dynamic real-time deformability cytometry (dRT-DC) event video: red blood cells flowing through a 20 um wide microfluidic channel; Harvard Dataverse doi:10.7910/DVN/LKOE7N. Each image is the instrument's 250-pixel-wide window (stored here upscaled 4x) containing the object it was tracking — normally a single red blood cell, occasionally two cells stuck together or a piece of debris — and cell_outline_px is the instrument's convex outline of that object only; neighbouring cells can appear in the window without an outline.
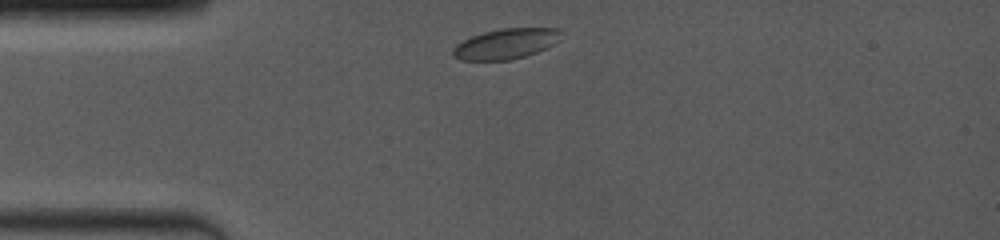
{"species": "common noctule bat (a hibernating species)", "species_latin": "Nyctalus noctula", "temperature_condition": "room temperature", "stored_images_in_passage": 3, "camera_frame_rate_fps": 4000, "um_per_image_px": 0.085, "animal": {"sex": "female", "body_mass_g": 19.0, "forearm_length_mm": 53.3}, "frame": {"image": 1, "passage_image": 1, "time_ms": 0.0, "image_size_px": [1000, 240], "cell_outline_px": [[560, 40], [548, 48], [512, 60], [460, 60], [452, 56], [452, 48], [456, 44], [472, 36], [484, 32], [500, 28], [560, 28]], "centroid_in_image_um": [43.0, 3.72], "position_along_channel_um": 42.0, "area_um2": 19.25}}
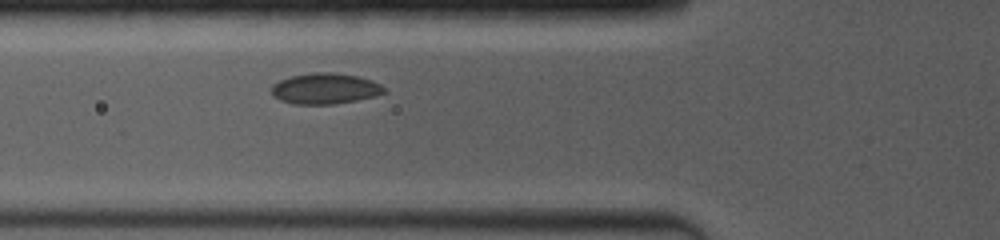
{"frame": {"image": 2, "passage_image": 3, "time_ms": 2.0, "image_size_px": [1000, 240], "cell_outline_px": [[384, 92], [372, 96], [356, 100], [332, 104], [292, 104], [280, 100], [272, 96], [272, 84], [280, 80], [292, 76], [312, 72], [332, 72], [356, 76], [372, 80], [380, 84], [384, 88]], "centroid_in_image_um": [27.58, 7.53], "position_along_channel_um": 98.2, "area_um2": 20.06}}